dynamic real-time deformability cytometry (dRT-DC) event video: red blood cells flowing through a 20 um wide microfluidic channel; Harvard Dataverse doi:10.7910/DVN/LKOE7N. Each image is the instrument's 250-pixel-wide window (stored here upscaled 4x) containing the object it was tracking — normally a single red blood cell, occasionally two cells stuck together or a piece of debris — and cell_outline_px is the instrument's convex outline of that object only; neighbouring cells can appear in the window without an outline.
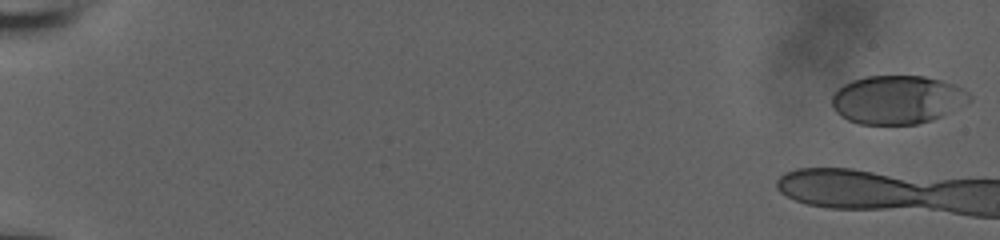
{"species": "human", "species_latin": "Homo sapiens", "temperature_condition": "room temperature", "stored_images_in_passage": 8, "camera_frame_rate_fps": 3000, "um_per_image_px": 0.085, "donor": {"sex": "male"}, "frame": {"image": 1, "passage_image": 1, "time_ms": 0.0, "image_size_px": [1000, 240], "cell_outline_px": [[972, 100], [932, 120], [916, 124], [860, 124], [848, 120], [840, 116], [832, 108], [832, 96], [844, 84], [852, 80], [864, 76], [924, 76], [956, 84], [964, 88], [972, 96]], "centroid_in_image_um": [76.27, 8.46], "position_along_channel_um": 8.7, "area_um2": 38.9}}